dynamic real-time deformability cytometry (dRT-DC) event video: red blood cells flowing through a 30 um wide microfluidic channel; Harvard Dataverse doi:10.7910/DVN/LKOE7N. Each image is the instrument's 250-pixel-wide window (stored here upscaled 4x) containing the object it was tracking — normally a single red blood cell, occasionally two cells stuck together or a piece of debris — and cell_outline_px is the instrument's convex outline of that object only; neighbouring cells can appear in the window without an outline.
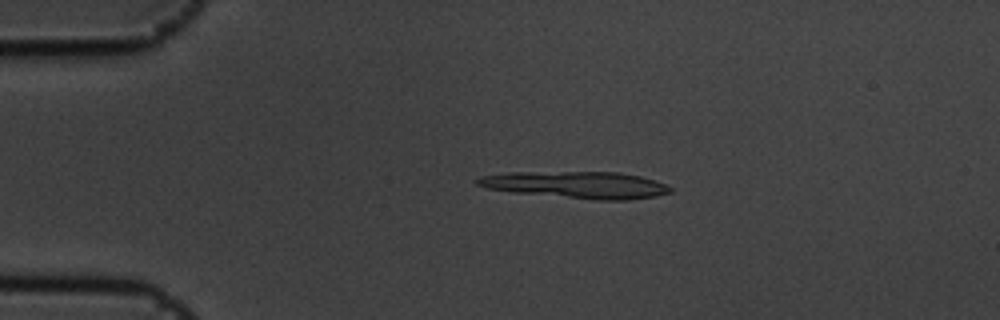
{"species": "common noctule bat (a hibernating species)", "species_latin": "Nyctalus noctula", "temperature_condition": "cold", "stored_images_in_passage": 20, "camera_frame_rate_fps": 3000, "um_per_image_px": 0.085, "animal": {"sex": "male", "body_mass_g": 19.5, "forearm_length_mm": 54.6}, "frame": {"image": 1, "passage_image": 12, "time_ms": 3.667, "image_size_px": [1000, 320], "cell_outline_px": [[672, 192], [656, 196], [628, 200], [596, 200], [512, 192], [488, 188], [476, 184], [472, 180], [480, 176], [508, 172], [620, 172], [640, 176], [664, 184], [672, 188]], "centroid_in_image_um": [48.98, 15.71], "position_along_channel_um": 36.0, "area_um2": 30.23}}